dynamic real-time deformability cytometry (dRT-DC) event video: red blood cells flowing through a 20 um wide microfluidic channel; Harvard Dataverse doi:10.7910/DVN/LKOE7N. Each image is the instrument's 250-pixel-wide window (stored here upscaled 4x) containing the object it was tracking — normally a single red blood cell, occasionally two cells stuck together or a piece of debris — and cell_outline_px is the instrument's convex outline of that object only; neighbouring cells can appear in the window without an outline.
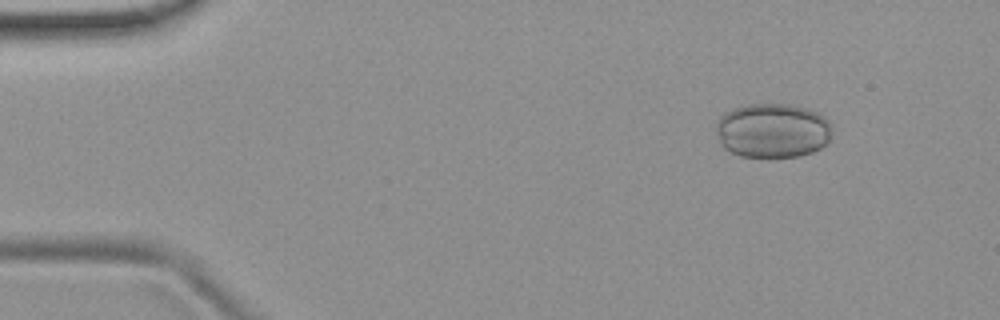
{"species": "common noctule bat (a hibernating species)", "species_latin": "Nyctalus noctula", "temperature_condition": "room temperature", "stored_images_in_passage": 52, "camera_frame_rate_fps": 3000, "um_per_image_px": 0.085, "animal": {"sex": "female", "body_mass_g": 19.9}, "frame": {"image": 1, "passage_image": 6, "time_ms": 1.667, "image_size_px": [1000, 320], "cell_outline_px": [[832, 128], [828, 140], [820, 148], [812, 152], [800, 156], [768, 160], [740, 156], [724, 148], [720, 144], [716, 132], [716, 120], [724, 112], [748, 104], [788, 104], [804, 108], [816, 112], [824, 116], [828, 120]], "centroid_in_image_um": [65.64, 11.14], "position_along_channel_um": 19.4, "area_um2": 37.63}}
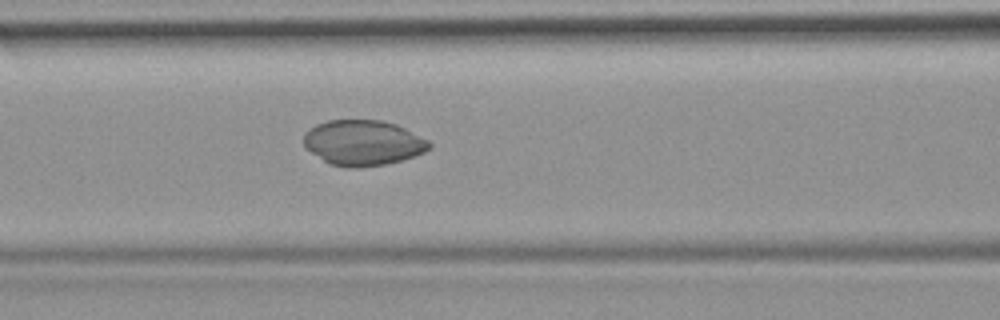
{"frame": {"image": 2, "passage_image": 22, "time_ms": 7.0, "image_size_px": [1000, 320], "cell_outline_px": [[432, 148], [424, 152], [400, 160], [384, 164], [356, 168], [344, 168], [328, 164], [312, 152], [304, 144], [304, 132], [316, 124], [328, 120], [384, 120], [396, 124], [428, 140], [432, 144]], "centroid_in_image_um": [30.85, 12.13], "position_along_channel_um": 135.8, "area_um2": 33.18}}
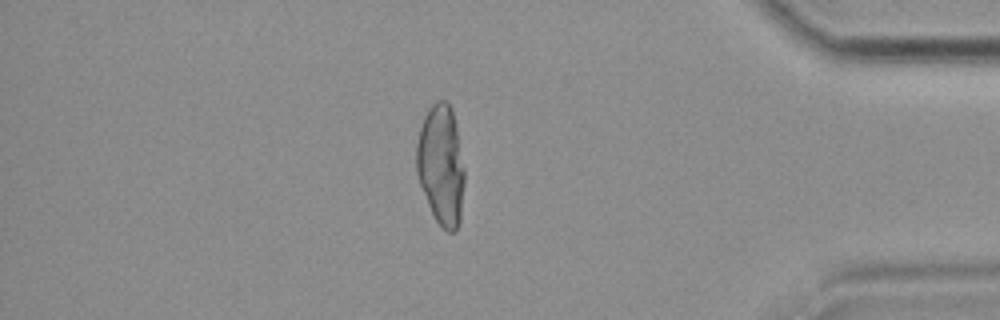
{"frame": {"image": 3, "passage_image": 45, "time_ms": 14.667, "image_size_px": [1000, 320], "cell_outline_px": [[464, 184], [460, 220], [456, 232], [448, 232], [436, 220], [428, 204], [420, 184], [416, 172], [416, 144], [420, 128], [424, 116], [428, 108], [436, 100], [448, 100], [452, 108], [464, 168]], "centroid_in_image_um": [37.48, 14.0], "position_along_channel_um": 397.7, "area_um2": 33.64}}